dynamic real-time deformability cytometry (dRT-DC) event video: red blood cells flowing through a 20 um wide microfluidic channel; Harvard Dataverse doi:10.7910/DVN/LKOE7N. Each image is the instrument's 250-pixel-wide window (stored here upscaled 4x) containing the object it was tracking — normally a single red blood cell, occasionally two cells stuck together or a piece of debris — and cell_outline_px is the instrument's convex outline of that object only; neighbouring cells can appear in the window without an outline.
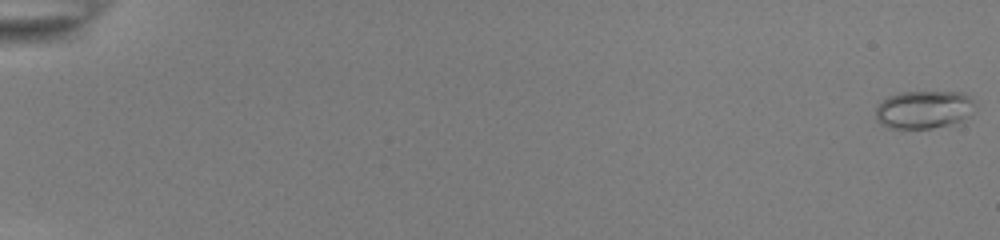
{"species": "common noctule bat (a hibernating species)", "species_latin": "Nyctalus noctula", "temperature_condition": "room temperature", "stored_images_in_passage": 55, "camera_frame_rate_fps": 3000, "um_per_image_px": 0.085, "animal": {"sex": "female", "body_mass_g": 22.0, "forearm_length_mm": 56.7}, "frame": {"image": 1, "passage_image": 1, "time_ms": 0.0, "image_size_px": [1000, 240], "cell_outline_px": [[976, 104], [972, 116], [948, 124], [932, 128], [888, 128], [880, 124], [876, 120], [876, 108], [888, 96], [900, 92], [964, 92]], "centroid_in_image_um": [78.54, 9.31], "position_along_channel_um": 6.5, "area_um2": 22.02}}
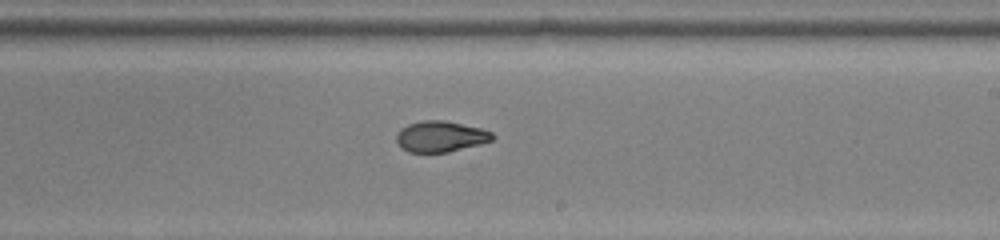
{"frame": {"image": 2, "passage_image": 35, "time_ms": 11.333, "image_size_px": [1000, 240], "cell_outline_px": [[496, 136], [492, 140], [480, 144], [448, 152], [408, 152], [400, 148], [396, 140], [396, 136], [400, 128], [408, 124], [420, 120], [444, 120], [480, 128], [492, 132]], "centroid_in_image_um": [37.42, 11.6], "position_along_channel_um": 251.6, "area_um2": 17.4}}
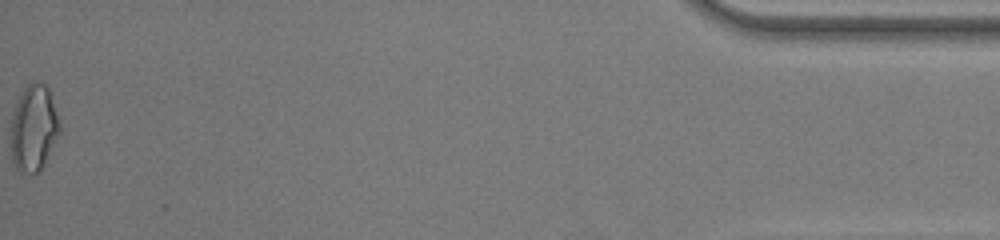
{"frame": {"image": 3, "passage_image": 55, "time_ms": 18.0, "image_size_px": [1000, 240], "cell_outline_px": [[60, 132], [40, 168], [36, 172], [20, 172], [16, 168], [12, 160], [12, 112], [16, 100], [20, 92], [32, 80], [36, 80], [44, 84], [48, 88], [60, 124]], "centroid_in_image_um": [2.84, 10.81], "position_along_channel_um": 432.4, "area_um2": 24.1}, "authors_computed_cell_mechanics": {"area_um2": 18.5538, "velocity_mm_per_s": 3.9025, "shape_relaxation_time_tau1_ms": null, "shape_relaxation_time_tau2_ms": 1.291, "deformation_change_tau1": null, "deformation_change_tau2": 0.0662}}